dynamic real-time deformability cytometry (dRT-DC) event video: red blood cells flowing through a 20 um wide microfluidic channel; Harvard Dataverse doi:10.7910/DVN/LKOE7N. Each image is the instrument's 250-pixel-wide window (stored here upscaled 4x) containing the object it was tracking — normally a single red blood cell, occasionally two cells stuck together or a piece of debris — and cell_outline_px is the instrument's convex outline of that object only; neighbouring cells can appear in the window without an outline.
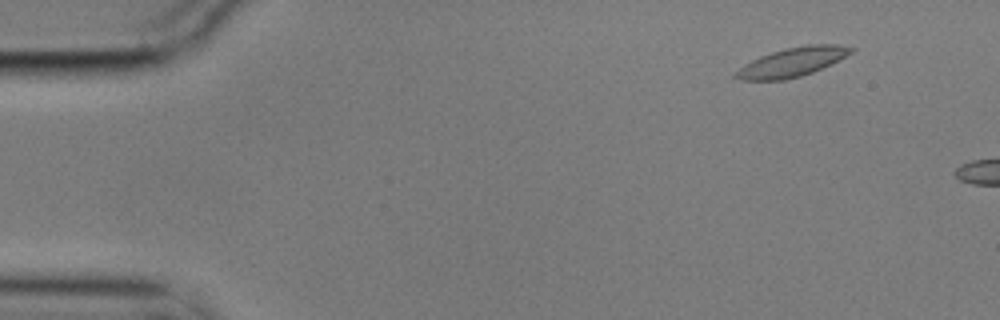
{"species": "common noctule bat (a hibernating species)", "species_latin": "Nyctalus noctula", "temperature_condition": "cold", "stored_images_in_passage": 2, "camera_frame_rate_fps": 3000, "um_per_image_px": 0.085, "animal": {"sex": "male", "body_mass_g": 17.9}, "frame": {"image": 1, "passage_image": 1, "time_ms": 0.0, "image_size_px": [1000, 320], "cell_outline_px": [[856, 48], [852, 52], [812, 72], [800, 76], [784, 80], [740, 80], [732, 76], [740, 68], [752, 60], [760, 56], [784, 48], [808, 44], [836, 44]], "centroid_in_image_um": [67.3, 5.27], "position_along_channel_um": 17.7, "area_um2": 19.13}}